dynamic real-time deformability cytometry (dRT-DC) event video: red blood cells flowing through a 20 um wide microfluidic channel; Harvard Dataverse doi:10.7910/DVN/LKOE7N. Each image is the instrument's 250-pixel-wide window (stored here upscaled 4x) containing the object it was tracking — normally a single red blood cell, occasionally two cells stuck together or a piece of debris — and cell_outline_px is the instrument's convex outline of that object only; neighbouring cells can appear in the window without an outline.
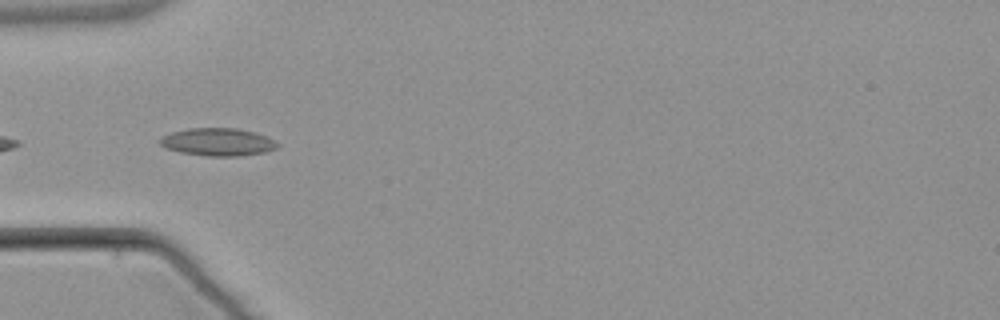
{"species": "common noctule bat (a hibernating species)", "species_latin": "Nyctalus noctula", "temperature_condition": "warm", "stored_images_in_passage": 6, "camera_frame_rate_fps": 3000, "um_per_image_px": 0.085, "animal": {"sex": "male", "body_mass_g": 21.5, "forearm_length_mm": 52.0}, "frame": {"image": 1, "passage_image": 5, "time_ms": 5.667, "image_size_px": [1000, 320], "cell_outline_px": [[280, 144], [276, 148], [264, 152], [240, 156], [208, 156], [180, 152], [164, 148], [156, 140], [172, 132], [188, 128], [236, 128], [256, 132]], "centroid_in_image_um": [18.47, 12.07], "position_along_channel_um": 66.5, "area_um2": 18.96}}
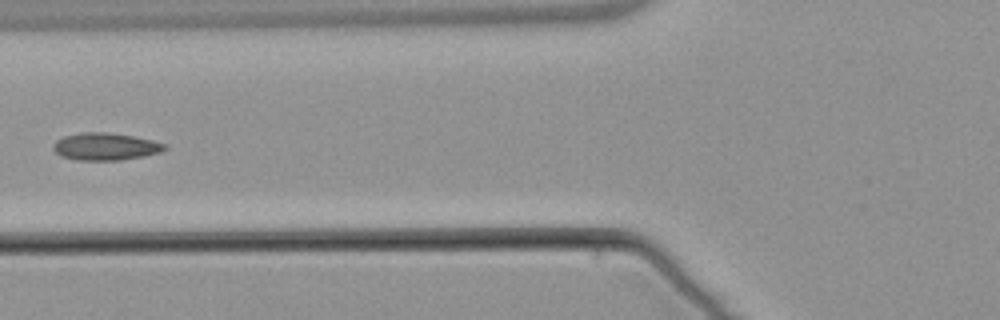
{"frame": {"image": 2, "passage_image": 6, "time_ms": 7.0, "image_size_px": [1000, 320], "cell_outline_px": [[168, 148], [160, 152], [144, 156], [120, 160], [76, 160], [60, 156], [52, 148], [52, 144], [56, 140], [64, 136], [84, 132], [104, 132], [132, 136], [152, 140], [168, 144]], "centroid_in_image_um": [8.96, 12.46], "position_along_channel_um": 116.8, "area_um2": 17.8}}